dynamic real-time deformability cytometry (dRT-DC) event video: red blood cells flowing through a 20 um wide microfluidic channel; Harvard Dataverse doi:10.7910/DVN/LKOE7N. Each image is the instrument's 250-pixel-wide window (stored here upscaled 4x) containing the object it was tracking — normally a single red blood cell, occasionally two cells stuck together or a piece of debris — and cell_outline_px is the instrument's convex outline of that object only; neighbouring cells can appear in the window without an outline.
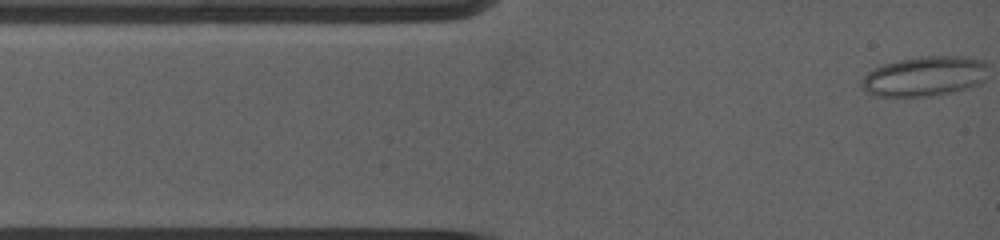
{"species": "common noctule bat (a hibernating species)", "species_latin": "Nyctalus noctula", "temperature_condition": "warm", "stored_images_in_passage": 94, "camera_frame_rate_fps": 5000, "um_per_image_px": 0.085, "animal": {"sex": "female", "body_mass_g": 19.0, "forearm_length_mm": 53.3}, "frame": {"image": 1, "passage_image": 1, "time_ms": 0.0, "image_size_px": [1000, 240], "cell_outline_px": [[980, 80], [976, 84], [964, 88], [948, 92], [920, 96], [880, 96], [868, 92], [864, 88], [864, 76], [868, 72], [884, 64], [900, 60], [928, 56], [964, 56], [976, 60], [980, 64]], "centroid_in_image_um": [78.45, 6.48], "position_along_channel_um": 6.6, "area_um2": 27.46}}
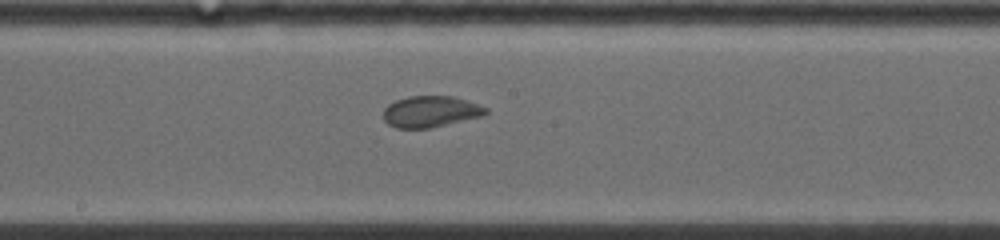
{"frame": {"image": 2, "passage_image": 47, "time_ms": 6.6, "image_size_px": [1000, 240], "cell_outline_px": [[488, 112], [480, 116], [428, 128], [396, 128], [388, 124], [384, 120], [384, 108], [388, 104], [396, 100], [408, 96], [452, 96], [488, 108]], "centroid_in_image_um": [36.54, 9.48], "position_along_channel_um": 211.7, "area_um2": 18.32}}
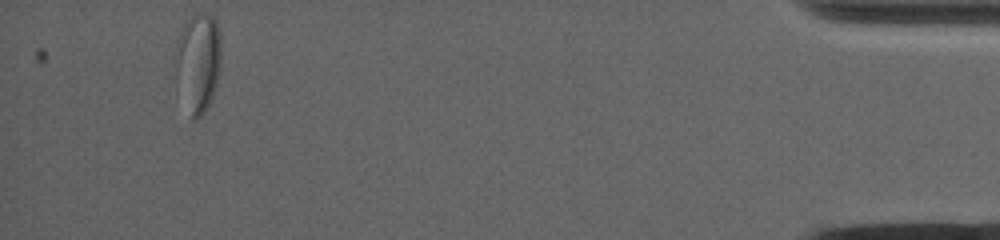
{"frame": {"image": 3, "passage_image": 94, "time_ms": 14.6, "image_size_px": [1000, 240], "cell_outline_px": [[220, 60], [216, 84], [212, 96], [208, 104], [200, 116], [192, 120], [180, 56], [180, 32], [188, 16], [196, 12], [200, 12], [212, 16], [216, 20], [220, 32]], "centroid_in_image_um": [17.0, 5.07], "position_along_channel_um": 418.2, "area_um2": 23.35}}